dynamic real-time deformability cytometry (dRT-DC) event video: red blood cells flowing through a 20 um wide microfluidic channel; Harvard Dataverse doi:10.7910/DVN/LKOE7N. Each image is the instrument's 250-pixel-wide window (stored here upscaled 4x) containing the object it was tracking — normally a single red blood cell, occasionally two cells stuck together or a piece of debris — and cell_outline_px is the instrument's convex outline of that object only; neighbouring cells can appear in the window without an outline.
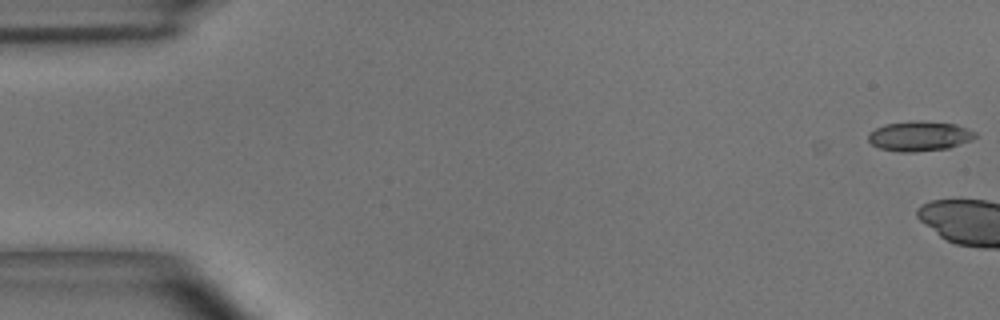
{"species": "common noctule bat (a hibernating species)", "species_latin": "Nyctalus noctula", "temperature_condition": "room temperature", "stored_images_in_passage": 4, "camera_frame_rate_fps": 3000, "um_per_image_px": 0.085, "animal": {"sex": "male", "body_mass_g": 15.6}, "frame": {"image": 1, "passage_image": 1, "time_ms": 0.0, "image_size_px": [1000, 320], "cell_outline_px": [[976, 136], [972, 140], [948, 148], [916, 152], [900, 152], [880, 148], [872, 144], [868, 140], [868, 132], [884, 124], [912, 120], [920, 120], [956, 124], [976, 132]], "centroid_in_image_um": [78.14, 11.56], "position_along_channel_um": 6.9, "area_um2": 18.79}}